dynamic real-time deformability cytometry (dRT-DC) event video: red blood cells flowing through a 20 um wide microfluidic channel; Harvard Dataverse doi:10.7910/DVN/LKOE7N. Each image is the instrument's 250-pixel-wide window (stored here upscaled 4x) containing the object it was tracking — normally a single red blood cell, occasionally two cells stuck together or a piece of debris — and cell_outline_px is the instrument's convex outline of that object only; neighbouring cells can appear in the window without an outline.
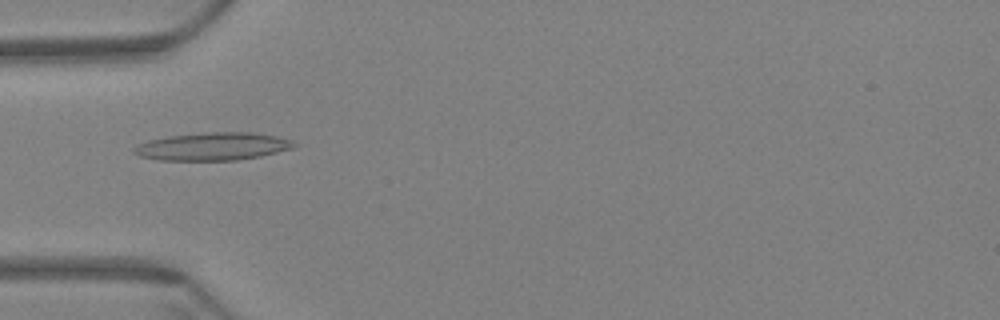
{"species": "Egyptian fruit bat (a non-hibernating species)", "species_latin": "Rousettus aegyptiacus", "temperature_condition": "warm", "stored_images_in_passage": 41, "camera_frame_rate_fps": 3000, "um_per_image_px": 0.085, "animal": {"sex": "female"}, "frame": {"image": 1, "passage_image": 4, "time_ms": 1.0, "image_size_px": [1000, 320], "cell_outline_px": [[296, 144], [292, 148], [260, 156], [236, 160], [160, 160], [140, 156], [132, 152], [132, 148], [136, 144], [148, 140], [168, 136], [204, 132], [252, 132], [276, 136], [292, 140]], "centroid_in_image_um": [18.04, 12.44], "position_along_channel_um": 67.0, "area_um2": 25.95}}
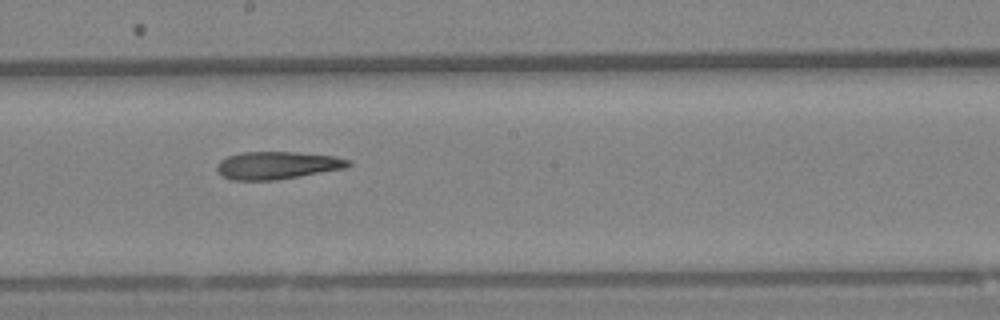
{"frame": {"image": 2, "passage_image": 18, "time_ms": 5.667, "image_size_px": [1000, 320], "cell_outline_px": [[352, 164], [344, 168], [276, 180], [228, 180], [216, 168], [216, 164], [220, 160], [228, 156], [240, 152], [296, 152], [336, 156], [352, 160]], "centroid_in_image_um": [23.56, 14.04], "position_along_channel_um": 224.6, "area_um2": 21.15}}
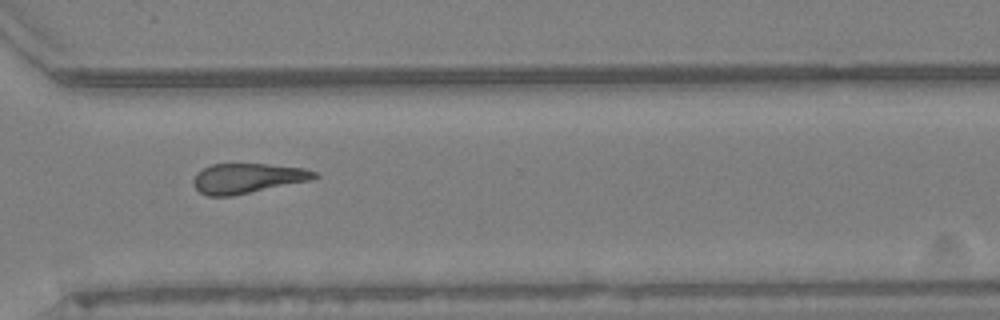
{"frame": {"image": 3, "passage_image": 29, "time_ms": 9.333, "image_size_px": [1000, 320], "cell_outline_px": [[320, 176], [308, 180], [232, 196], [208, 196], [200, 192], [192, 184], [192, 180], [196, 172], [212, 164], [268, 164], [304, 168], [316, 172]], "centroid_in_image_um": [20.98, 15.15], "position_along_channel_um": 349.6, "area_um2": 20.92}}